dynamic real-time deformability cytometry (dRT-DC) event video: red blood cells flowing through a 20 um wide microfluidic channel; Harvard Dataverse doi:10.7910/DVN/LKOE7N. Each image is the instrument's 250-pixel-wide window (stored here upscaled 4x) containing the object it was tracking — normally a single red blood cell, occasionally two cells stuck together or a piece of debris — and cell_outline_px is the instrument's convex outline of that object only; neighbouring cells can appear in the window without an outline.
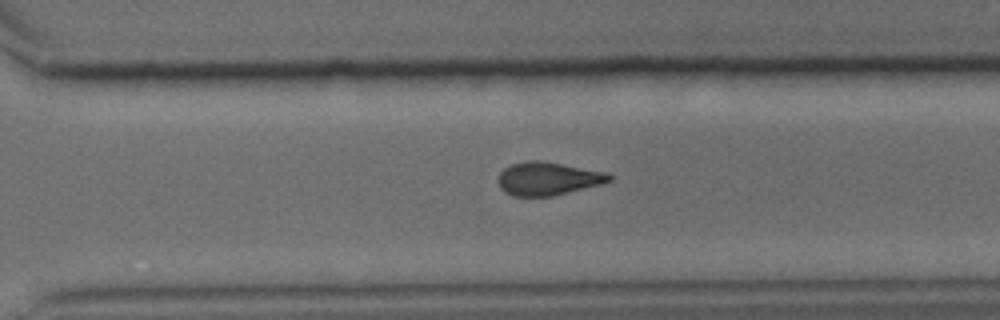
{"species": "common noctule bat (a hibernating species)", "species_latin": "Nyctalus noctula", "temperature_condition": "cold", "stored_images_in_passage": 34, "camera_frame_rate_fps": 3000, "um_per_image_px": 0.085, "animal": {"sex": "male", "body_mass_g": 15.6}, "frame": {"image": 1, "passage_image": 29, "time_ms": 9.333, "image_size_px": [1000, 320], "cell_outline_px": [[616, 176], [612, 180], [600, 184], [552, 196], [512, 196], [504, 192], [500, 188], [496, 180], [500, 172], [504, 168], [512, 164], [528, 160], [540, 160], [608, 172]], "centroid_in_image_um": [46.56, 15.18], "position_along_channel_um": 324.0, "area_um2": 21.68}}